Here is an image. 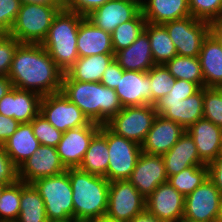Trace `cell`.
<instances>
[{
  "mask_svg": "<svg viewBox=\"0 0 222 222\" xmlns=\"http://www.w3.org/2000/svg\"><path fill=\"white\" fill-rule=\"evenodd\" d=\"M135 1H137V2H139V3H141V4H142V2H143V0H135Z\"/></svg>",
  "mask_w": 222,
  "mask_h": 222,
  "instance_id": "cell-60",
  "label": "cell"
},
{
  "mask_svg": "<svg viewBox=\"0 0 222 222\" xmlns=\"http://www.w3.org/2000/svg\"><path fill=\"white\" fill-rule=\"evenodd\" d=\"M162 157L167 177L178 174L190 166L205 165L199 158L194 140L187 131Z\"/></svg>",
  "mask_w": 222,
  "mask_h": 222,
  "instance_id": "cell-24",
  "label": "cell"
},
{
  "mask_svg": "<svg viewBox=\"0 0 222 222\" xmlns=\"http://www.w3.org/2000/svg\"><path fill=\"white\" fill-rule=\"evenodd\" d=\"M208 177L222 194V157L208 164Z\"/></svg>",
  "mask_w": 222,
  "mask_h": 222,
  "instance_id": "cell-48",
  "label": "cell"
},
{
  "mask_svg": "<svg viewBox=\"0 0 222 222\" xmlns=\"http://www.w3.org/2000/svg\"><path fill=\"white\" fill-rule=\"evenodd\" d=\"M185 129L176 122L157 115L151 129L141 144L143 153L163 156L185 133Z\"/></svg>",
  "mask_w": 222,
  "mask_h": 222,
  "instance_id": "cell-20",
  "label": "cell"
},
{
  "mask_svg": "<svg viewBox=\"0 0 222 222\" xmlns=\"http://www.w3.org/2000/svg\"><path fill=\"white\" fill-rule=\"evenodd\" d=\"M149 37L155 65H165L177 55L175 44L162 24L146 23L144 30Z\"/></svg>",
  "mask_w": 222,
  "mask_h": 222,
  "instance_id": "cell-32",
  "label": "cell"
},
{
  "mask_svg": "<svg viewBox=\"0 0 222 222\" xmlns=\"http://www.w3.org/2000/svg\"><path fill=\"white\" fill-rule=\"evenodd\" d=\"M20 44L9 33H0V77L8 75L15 51Z\"/></svg>",
  "mask_w": 222,
  "mask_h": 222,
  "instance_id": "cell-41",
  "label": "cell"
},
{
  "mask_svg": "<svg viewBox=\"0 0 222 222\" xmlns=\"http://www.w3.org/2000/svg\"><path fill=\"white\" fill-rule=\"evenodd\" d=\"M185 197L168 181L160 184L147 198L145 208L159 220L179 221L183 218Z\"/></svg>",
  "mask_w": 222,
  "mask_h": 222,
  "instance_id": "cell-16",
  "label": "cell"
},
{
  "mask_svg": "<svg viewBox=\"0 0 222 222\" xmlns=\"http://www.w3.org/2000/svg\"><path fill=\"white\" fill-rule=\"evenodd\" d=\"M66 171L55 147L40 145L18 168V180L33 183L43 177L62 174Z\"/></svg>",
  "mask_w": 222,
  "mask_h": 222,
  "instance_id": "cell-15",
  "label": "cell"
},
{
  "mask_svg": "<svg viewBox=\"0 0 222 222\" xmlns=\"http://www.w3.org/2000/svg\"><path fill=\"white\" fill-rule=\"evenodd\" d=\"M42 96L13 87L0 99V114L22 123H30L40 112Z\"/></svg>",
  "mask_w": 222,
  "mask_h": 222,
  "instance_id": "cell-19",
  "label": "cell"
},
{
  "mask_svg": "<svg viewBox=\"0 0 222 222\" xmlns=\"http://www.w3.org/2000/svg\"><path fill=\"white\" fill-rule=\"evenodd\" d=\"M55 222H70V219L68 221H55Z\"/></svg>",
  "mask_w": 222,
  "mask_h": 222,
  "instance_id": "cell-61",
  "label": "cell"
},
{
  "mask_svg": "<svg viewBox=\"0 0 222 222\" xmlns=\"http://www.w3.org/2000/svg\"><path fill=\"white\" fill-rule=\"evenodd\" d=\"M33 133L40 145L57 147L62 132L50 124L40 113L30 122Z\"/></svg>",
  "mask_w": 222,
  "mask_h": 222,
  "instance_id": "cell-39",
  "label": "cell"
},
{
  "mask_svg": "<svg viewBox=\"0 0 222 222\" xmlns=\"http://www.w3.org/2000/svg\"><path fill=\"white\" fill-rule=\"evenodd\" d=\"M77 51L79 57L98 54H114L111 33L96 27L84 17L78 28Z\"/></svg>",
  "mask_w": 222,
  "mask_h": 222,
  "instance_id": "cell-23",
  "label": "cell"
},
{
  "mask_svg": "<svg viewBox=\"0 0 222 222\" xmlns=\"http://www.w3.org/2000/svg\"><path fill=\"white\" fill-rule=\"evenodd\" d=\"M109 0H65V9L86 17Z\"/></svg>",
  "mask_w": 222,
  "mask_h": 222,
  "instance_id": "cell-44",
  "label": "cell"
},
{
  "mask_svg": "<svg viewBox=\"0 0 222 222\" xmlns=\"http://www.w3.org/2000/svg\"><path fill=\"white\" fill-rule=\"evenodd\" d=\"M124 69L114 59L105 69L101 83L111 89H115L118 86L119 75H123Z\"/></svg>",
  "mask_w": 222,
  "mask_h": 222,
  "instance_id": "cell-45",
  "label": "cell"
},
{
  "mask_svg": "<svg viewBox=\"0 0 222 222\" xmlns=\"http://www.w3.org/2000/svg\"><path fill=\"white\" fill-rule=\"evenodd\" d=\"M209 24V34L222 46V17L214 19Z\"/></svg>",
  "mask_w": 222,
  "mask_h": 222,
  "instance_id": "cell-49",
  "label": "cell"
},
{
  "mask_svg": "<svg viewBox=\"0 0 222 222\" xmlns=\"http://www.w3.org/2000/svg\"><path fill=\"white\" fill-rule=\"evenodd\" d=\"M115 92L123 107L151 104L150 78L147 72L124 70Z\"/></svg>",
  "mask_w": 222,
  "mask_h": 222,
  "instance_id": "cell-21",
  "label": "cell"
},
{
  "mask_svg": "<svg viewBox=\"0 0 222 222\" xmlns=\"http://www.w3.org/2000/svg\"><path fill=\"white\" fill-rule=\"evenodd\" d=\"M115 59V54H98L79 57L65 72L72 80L80 82H100L107 66Z\"/></svg>",
  "mask_w": 222,
  "mask_h": 222,
  "instance_id": "cell-29",
  "label": "cell"
},
{
  "mask_svg": "<svg viewBox=\"0 0 222 222\" xmlns=\"http://www.w3.org/2000/svg\"><path fill=\"white\" fill-rule=\"evenodd\" d=\"M61 92L90 122L106 125L122 108L115 89L101 82H80L63 75Z\"/></svg>",
  "mask_w": 222,
  "mask_h": 222,
  "instance_id": "cell-2",
  "label": "cell"
},
{
  "mask_svg": "<svg viewBox=\"0 0 222 222\" xmlns=\"http://www.w3.org/2000/svg\"><path fill=\"white\" fill-rule=\"evenodd\" d=\"M13 88L12 82L7 76L0 77V99Z\"/></svg>",
  "mask_w": 222,
  "mask_h": 222,
  "instance_id": "cell-52",
  "label": "cell"
},
{
  "mask_svg": "<svg viewBox=\"0 0 222 222\" xmlns=\"http://www.w3.org/2000/svg\"><path fill=\"white\" fill-rule=\"evenodd\" d=\"M203 118L222 128V88L203 87Z\"/></svg>",
  "mask_w": 222,
  "mask_h": 222,
  "instance_id": "cell-38",
  "label": "cell"
},
{
  "mask_svg": "<svg viewBox=\"0 0 222 222\" xmlns=\"http://www.w3.org/2000/svg\"><path fill=\"white\" fill-rule=\"evenodd\" d=\"M109 152L107 139L98 132L90 142L84 158L78 168L90 174L107 179Z\"/></svg>",
  "mask_w": 222,
  "mask_h": 222,
  "instance_id": "cell-30",
  "label": "cell"
},
{
  "mask_svg": "<svg viewBox=\"0 0 222 222\" xmlns=\"http://www.w3.org/2000/svg\"><path fill=\"white\" fill-rule=\"evenodd\" d=\"M84 16L62 9L54 17L41 43L55 64L65 73L79 58L77 51L78 28Z\"/></svg>",
  "mask_w": 222,
  "mask_h": 222,
  "instance_id": "cell-4",
  "label": "cell"
},
{
  "mask_svg": "<svg viewBox=\"0 0 222 222\" xmlns=\"http://www.w3.org/2000/svg\"><path fill=\"white\" fill-rule=\"evenodd\" d=\"M95 222H122V221H119L117 219H113V218L108 217L107 215H104L95 219Z\"/></svg>",
  "mask_w": 222,
  "mask_h": 222,
  "instance_id": "cell-53",
  "label": "cell"
},
{
  "mask_svg": "<svg viewBox=\"0 0 222 222\" xmlns=\"http://www.w3.org/2000/svg\"><path fill=\"white\" fill-rule=\"evenodd\" d=\"M173 43L177 55L185 57H199L203 41L209 34L207 21L187 16L162 24Z\"/></svg>",
  "mask_w": 222,
  "mask_h": 222,
  "instance_id": "cell-9",
  "label": "cell"
},
{
  "mask_svg": "<svg viewBox=\"0 0 222 222\" xmlns=\"http://www.w3.org/2000/svg\"><path fill=\"white\" fill-rule=\"evenodd\" d=\"M18 180V168L0 146V185H8Z\"/></svg>",
  "mask_w": 222,
  "mask_h": 222,
  "instance_id": "cell-43",
  "label": "cell"
},
{
  "mask_svg": "<svg viewBox=\"0 0 222 222\" xmlns=\"http://www.w3.org/2000/svg\"><path fill=\"white\" fill-rule=\"evenodd\" d=\"M15 222H49L45 203L32 183L21 181L20 213Z\"/></svg>",
  "mask_w": 222,
  "mask_h": 222,
  "instance_id": "cell-31",
  "label": "cell"
},
{
  "mask_svg": "<svg viewBox=\"0 0 222 222\" xmlns=\"http://www.w3.org/2000/svg\"><path fill=\"white\" fill-rule=\"evenodd\" d=\"M115 60L124 70L147 72L155 65L148 34L143 31L129 47L116 52Z\"/></svg>",
  "mask_w": 222,
  "mask_h": 222,
  "instance_id": "cell-25",
  "label": "cell"
},
{
  "mask_svg": "<svg viewBox=\"0 0 222 222\" xmlns=\"http://www.w3.org/2000/svg\"><path fill=\"white\" fill-rule=\"evenodd\" d=\"M165 66L175 79L196 83L200 88L204 87V77L199 57L176 55Z\"/></svg>",
  "mask_w": 222,
  "mask_h": 222,
  "instance_id": "cell-33",
  "label": "cell"
},
{
  "mask_svg": "<svg viewBox=\"0 0 222 222\" xmlns=\"http://www.w3.org/2000/svg\"><path fill=\"white\" fill-rule=\"evenodd\" d=\"M222 194L209 177L185 197L183 218L195 222H215Z\"/></svg>",
  "mask_w": 222,
  "mask_h": 222,
  "instance_id": "cell-13",
  "label": "cell"
},
{
  "mask_svg": "<svg viewBox=\"0 0 222 222\" xmlns=\"http://www.w3.org/2000/svg\"><path fill=\"white\" fill-rule=\"evenodd\" d=\"M154 106L157 115L178 123L186 130L203 118V87L186 99L167 94Z\"/></svg>",
  "mask_w": 222,
  "mask_h": 222,
  "instance_id": "cell-11",
  "label": "cell"
},
{
  "mask_svg": "<svg viewBox=\"0 0 222 222\" xmlns=\"http://www.w3.org/2000/svg\"><path fill=\"white\" fill-rule=\"evenodd\" d=\"M144 209L145 197L129 180L110 182L106 213L108 217L129 222Z\"/></svg>",
  "mask_w": 222,
  "mask_h": 222,
  "instance_id": "cell-12",
  "label": "cell"
},
{
  "mask_svg": "<svg viewBox=\"0 0 222 222\" xmlns=\"http://www.w3.org/2000/svg\"><path fill=\"white\" fill-rule=\"evenodd\" d=\"M63 75L41 44L21 43L7 77L13 87L45 96L61 92Z\"/></svg>",
  "mask_w": 222,
  "mask_h": 222,
  "instance_id": "cell-1",
  "label": "cell"
},
{
  "mask_svg": "<svg viewBox=\"0 0 222 222\" xmlns=\"http://www.w3.org/2000/svg\"><path fill=\"white\" fill-rule=\"evenodd\" d=\"M65 7L22 4L9 34L20 43L41 44L54 17Z\"/></svg>",
  "mask_w": 222,
  "mask_h": 222,
  "instance_id": "cell-6",
  "label": "cell"
},
{
  "mask_svg": "<svg viewBox=\"0 0 222 222\" xmlns=\"http://www.w3.org/2000/svg\"><path fill=\"white\" fill-rule=\"evenodd\" d=\"M186 131L193 138L199 158L208 165L219 156L222 141V128L201 118Z\"/></svg>",
  "mask_w": 222,
  "mask_h": 222,
  "instance_id": "cell-22",
  "label": "cell"
},
{
  "mask_svg": "<svg viewBox=\"0 0 222 222\" xmlns=\"http://www.w3.org/2000/svg\"><path fill=\"white\" fill-rule=\"evenodd\" d=\"M70 222H95V219H76V218H71Z\"/></svg>",
  "mask_w": 222,
  "mask_h": 222,
  "instance_id": "cell-54",
  "label": "cell"
},
{
  "mask_svg": "<svg viewBox=\"0 0 222 222\" xmlns=\"http://www.w3.org/2000/svg\"><path fill=\"white\" fill-rule=\"evenodd\" d=\"M178 222H195V221H191L185 218L180 219Z\"/></svg>",
  "mask_w": 222,
  "mask_h": 222,
  "instance_id": "cell-56",
  "label": "cell"
},
{
  "mask_svg": "<svg viewBox=\"0 0 222 222\" xmlns=\"http://www.w3.org/2000/svg\"><path fill=\"white\" fill-rule=\"evenodd\" d=\"M200 87L193 82L186 80L175 79V84L172 86V90L168 93L169 96L187 97L196 93Z\"/></svg>",
  "mask_w": 222,
  "mask_h": 222,
  "instance_id": "cell-46",
  "label": "cell"
},
{
  "mask_svg": "<svg viewBox=\"0 0 222 222\" xmlns=\"http://www.w3.org/2000/svg\"><path fill=\"white\" fill-rule=\"evenodd\" d=\"M141 10L151 24H163L191 15L188 0H143Z\"/></svg>",
  "mask_w": 222,
  "mask_h": 222,
  "instance_id": "cell-26",
  "label": "cell"
},
{
  "mask_svg": "<svg viewBox=\"0 0 222 222\" xmlns=\"http://www.w3.org/2000/svg\"><path fill=\"white\" fill-rule=\"evenodd\" d=\"M150 78L151 104L170 93L175 84V78L165 65H154L147 71Z\"/></svg>",
  "mask_w": 222,
  "mask_h": 222,
  "instance_id": "cell-37",
  "label": "cell"
},
{
  "mask_svg": "<svg viewBox=\"0 0 222 222\" xmlns=\"http://www.w3.org/2000/svg\"><path fill=\"white\" fill-rule=\"evenodd\" d=\"M6 185H0V197H1V194H2V190L3 188L5 187Z\"/></svg>",
  "mask_w": 222,
  "mask_h": 222,
  "instance_id": "cell-58",
  "label": "cell"
},
{
  "mask_svg": "<svg viewBox=\"0 0 222 222\" xmlns=\"http://www.w3.org/2000/svg\"><path fill=\"white\" fill-rule=\"evenodd\" d=\"M135 0H109L86 16L96 27L112 33L121 23L134 19L141 12Z\"/></svg>",
  "mask_w": 222,
  "mask_h": 222,
  "instance_id": "cell-18",
  "label": "cell"
},
{
  "mask_svg": "<svg viewBox=\"0 0 222 222\" xmlns=\"http://www.w3.org/2000/svg\"><path fill=\"white\" fill-rule=\"evenodd\" d=\"M191 16L210 22L222 17V0H188Z\"/></svg>",
  "mask_w": 222,
  "mask_h": 222,
  "instance_id": "cell-40",
  "label": "cell"
},
{
  "mask_svg": "<svg viewBox=\"0 0 222 222\" xmlns=\"http://www.w3.org/2000/svg\"><path fill=\"white\" fill-rule=\"evenodd\" d=\"M156 116L157 112L152 104L127 106L123 107L106 126L116 135L141 145Z\"/></svg>",
  "mask_w": 222,
  "mask_h": 222,
  "instance_id": "cell-8",
  "label": "cell"
},
{
  "mask_svg": "<svg viewBox=\"0 0 222 222\" xmlns=\"http://www.w3.org/2000/svg\"><path fill=\"white\" fill-rule=\"evenodd\" d=\"M204 87L222 88V46L210 34L199 53Z\"/></svg>",
  "mask_w": 222,
  "mask_h": 222,
  "instance_id": "cell-27",
  "label": "cell"
},
{
  "mask_svg": "<svg viewBox=\"0 0 222 222\" xmlns=\"http://www.w3.org/2000/svg\"><path fill=\"white\" fill-rule=\"evenodd\" d=\"M215 222H222V201H221L220 209L218 211V215Z\"/></svg>",
  "mask_w": 222,
  "mask_h": 222,
  "instance_id": "cell-55",
  "label": "cell"
},
{
  "mask_svg": "<svg viewBox=\"0 0 222 222\" xmlns=\"http://www.w3.org/2000/svg\"><path fill=\"white\" fill-rule=\"evenodd\" d=\"M21 5V0H0V33L11 31Z\"/></svg>",
  "mask_w": 222,
  "mask_h": 222,
  "instance_id": "cell-42",
  "label": "cell"
},
{
  "mask_svg": "<svg viewBox=\"0 0 222 222\" xmlns=\"http://www.w3.org/2000/svg\"><path fill=\"white\" fill-rule=\"evenodd\" d=\"M218 157H222V141H221V144H220V150H219V156Z\"/></svg>",
  "mask_w": 222,
  "mask_h": 222,
  "instance_id": "cell-57",
  "label": "cell"
},
{
  "mask_svg": "<svg viewBox=\"0 0 222 222\" xmlns=\"http://www.w3.org/2000/svg\"><path fill=\"white\" fill-rule=\"evenodd\" d=\"M19 125L15 119L0 114V146L12 136Z\"/></svg>",
  "mask_w": 222,
  "mask_h": 222,
  "instance_id": "cell-47",
  "label": "cell"
},
{
  "mask_svg": "<svg viewBox=\"0 0 222 222\" xmlns=\"http://www.w3.org/2000/svg\"><path fill=\"white\" fill-rule=\"evenodd\" d=\"M66 172L73 191L74 218L97 219L106 215L110 182L80 168H67Z\"/></svg>",
  "mask_w": 222,
  "mask_h": 222,
  "instance_id": "cell-3",
  "label": "cell"
},
{
  "mask_svg": "<svg viewBox=\"0 0 222 222\" xmlns=\"http://www.w3.org/2000/svg\"><path fill=\"white\" fill-rule=\"evenodd\" d=\"M160 220L151 214L146 208L136 215L132 220L129 222H159Z\"/></svg>",
  "mask_w": 222,
  "mask_h": 222,
  "instance_id": "cell-51",
  "label": "cell"
},
{
  "mask_svg": "<svg viewBox=\"0 0 222 222\" xmlns=\"http://www.w3.org/2000/svg\"><path fill=\"white\" fill-rule=\"evenodd\" d=\"M99 132L107 139L108 144L107 180L109 182L129 180L142 153L141 145L116 135L106 125H101Z\"/></svg>",
  "mask_w": 222,
  "mask_h": 222,
  "instance_id": "cell-7",
  "label": "cell"
},
{
  "mask_svg": "<svg viewBox=\"0 0 222 222\" xmlns=\"http://www.w3.org/2000/svg\"><path fill=\"white\" fill-rule=\"evenodd\" d=\"M208 178V165L190 166L168 177V182L184 197Z\"/></svg>",
  "mask_w": 222,
  "mask_h": 222,
  "instance_id": "cell-35",
  "label": "cell"
},
{
  "mask_svg": "<svg viewBox=\"0 0 222 222\" xmlns=\"http://www.w3.org/2000/svg\"><path fill=\"white\" fill-rule=\"evenodd\" d=\"M40 146L30 123H22L2 145L13 164L19 168Z\"/></svg>",
  "mask_w": 222,
  "mask_h": 222,
  "instance_id": "cell-28",
  "label": "cell"
},
{
  "mask_svg": "<svg viewBox=\"0 0 222 222\" xmlns=\"http://www.w3.org/2000/svg\"><path fill=\"white\" fill-rule=\"evenodd\" d=\"M129 181L147 198L160 184L168 181L163 157L142 152Z\"/></svg>",
  "mask_w": 222,
  "mask_h": 222,
  "instance_id": "cell-17",
  "label": "cell"
},
{
  "mask_svg": "<svg viewBox=\"0 0 222 222\" xmlns=\"http://www.w3.org/2000/svg\"><path fill=\"white\" fill-rule=\"evenodd\" d=\"M97 123L69 129L62 134L56 149L65 168H78L93 137L100 131Z\"/></svg>",
  "mask_w": 222,
  "mask_h": 222,
  "instance_id": "cell-14",
  "label": "cell"
},
{
  "mask_svg": "<svg viewBox=\"0 0 222 222\" xmlns=\"http://www.w3.org/2000/svg\"><path fill=\"white\" fill-rule=\"evenodd\" d=\"M22 4H39L45 6L65 7V0H21Z\"/></svg>",
  "mask_w": 222,
  "mask_h": 222,
  "instance_id": "cell-50",
  "label": "cell"
},
{
  "mask_svg": "<svg viewBox=\"0 0 222 222\" xmlns=\"http://www.w3.org/2000/svg\"><path fill=\"white\" fill-rule=\"evenodd\" d=\"M146 19L142 11L132 20L121 23L111 33V42L114 54L129 47L145 30Z\"/></svg>",
  "mask_w": 222,
  "mask_h": 222,
  "instance_id": "cell-34",
  "label": "cell"
},
{
  "mask_svg": "<svg viewBox=\"0 0 222 222\" xmlns=\"http://www.w3.org/2000/svg\"><path fill=\"white\" fill-rule=\"evenodd\" d=\"M32 184L45 203L49 222L68 221L74 218L73 191L66 171L56 176L39 178Z\"/></svg>",
  "mask_w": 222,
  "mask_h": 222,
  "instance_id": "cell-5",
  "label": "cell"
},
{
  "mask_svg": "<svg viewBox=\"0 0 222 222\" xmlns=\"http://www.w3.org/2000/svg\"><path fill=\"white\" fill-rule=\"evenodd\" d=\"M39 113L62 133L91 123L82 110L62 92L42 96Z\"/></svg>",
  "mask_w": 222,
  "mask_h": 222,
  "instance_id": "cell-10",
  "label": "cell"
},
{
  "mask_svg": "<svg viewBox=\"0 0 222 222\" xmlns=\"http://www.w3.org/2000/svg\"><path fill=\"white\" fill-rule=\"evenodd\" d=\"M159 222H178V221H166V220H160Z\"/></svg>",
  "mask_w": 222,
  "mask_h": 222,
  "instance_id": "cell-59",
  "label": "cell"
},
{
  "mask_svg": "<svg viewBox=\"0 0 222 222\" xmlns=\"http://www.w3.org/2000/svg\"><path fill=\"white\" fill-rule=\"evenodd\" d=\"M21 180L6 185L0 197V222H15L20 213Z\"/></svg>",
  "mask_w": 222,
  "mask_h": 222,
  "instance_id": "cell-36",
  "label": "cell"
}]
</instances>
